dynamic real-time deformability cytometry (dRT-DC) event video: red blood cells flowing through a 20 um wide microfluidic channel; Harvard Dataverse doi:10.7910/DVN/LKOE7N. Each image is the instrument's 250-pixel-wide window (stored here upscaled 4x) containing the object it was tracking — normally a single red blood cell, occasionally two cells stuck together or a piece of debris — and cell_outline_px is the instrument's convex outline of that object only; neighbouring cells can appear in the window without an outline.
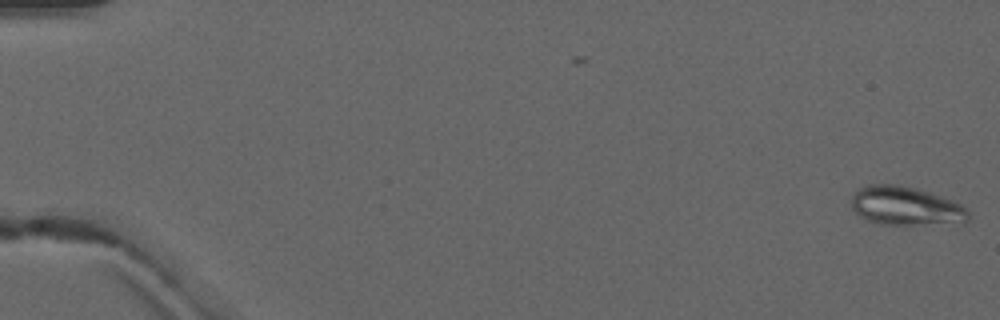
{"species": "common noctule bat (a hibernating species)", "species_latin": "Nyctalus noctula", "temperature_condition": "warm", "stored_images_in_passage": 4, "camera_frame_rate_fps": 3000, "um_per_image_px": 0.085, "animal": {"sex": "male", "forearm_length_mm": 52.5}, "frame": {"image": 1, "passage_image": 1, "time_ms": 0.0, "image_size_px": [1000, 320], "cell_outline_px": [[968, 220], [964, 224], [880, 224], [868, 220], [860, 216], [852, 208], [852, 196], [860, 188], [868, 184], [900, 184], [916, 188], [952, 200], [960, 204], [968, 212]], "centroid_in_image_um": [77.0, 17.51], "position_along_channel_um": 8.0, "area_um2": 26.41}}